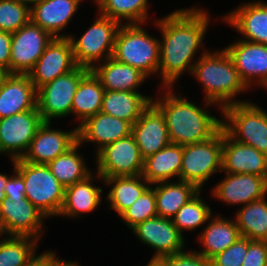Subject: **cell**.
<instances>
[{"label":"cell","mask_w":267,"mask_h":266,"mask_svg":"<svg viewBox=\"0 0 267 266\" xmlns=\"http://www.w3.org/2000/svg\"><path fill=\"white\" fill-rule=\"evenodd\" d=\"M196 6L175 9L152 23L161 34L157 74L161 76L159 87H175L184 73L191 74L194 64L207 51L206 45H203L211 26V14L206 8Z\"/></svg>","instance_id":"1"},{"label":"cell","mask_w":267,"mask_h":266,"mask_svg":"<svg viewBox=\"0 0 267 266\" xmlns=\"http://www.w3.org/2000/svg\"><path fill=\"white\" fill-rule=\"evenodd\" d=\"M174 89L159 87L157 94L160 90L163 92L152 99V103L164 115L171 143L184 146L213 137L222 128V118L216 117L208 109L216 104L204 100L201 106L182 94H175Z\"/></svg>","instance_id":"2"},{"label":"cell","mask_w":267,"mask_h":266,"mask_svg":"<svg viewBox=\"0 0 267 266\" xmlns=\"http://www.w3.org/2000/svg\"><path fill=\"white\" fill-rule=\"evenodd\" d=\"M190 75L201 83L203 99L216 104L220 111L228 105L248 101L236 97L249 89L242 82L234 61L224 48L214 51L208 49L194 64Z\"/></svg>","instance_id":"3"},{"label":"cell","mask_w":267,"mask_h":266,"mask_svg":"<svg viewBox=\"0 0 267 266\" xmlns=\"http://www.w3.org/2000/svg\"><path fill=\"white\" fill-rule=\"evenodd\" d=\"M144 25L121 24L116 33L112 57L140 70L149 78L158 74L159 39L147 33Z\"/></svg>","instance_id":"4"},{"label":"cell","mask_w":267,"mask_h":266,"mask_svg":"<svg viewBox=\"0 0 267 266\" xmlns=\"http://www.w3.org/2000/svg\"><path fill=\"white\" fill-rule=\"evenodd\" d=\"M15 171L25 183V197L44 215L58 217L63 203L65 187L52 174L47 165L14 160Z\"/></svg>","instance_id":"5"},{"label":"cell","mask_w":267,"mask_h":266,"mask_svg":"<svg viewBox=\"0 0 267 266\" xmlns=\"http://www.w3.org/2000/svg\"><path fill=\"white\" fill-rule=\"evenodd\" d=\"M250 100L222 109V128L236 142L256 148L267 155V112Z\"/></svg>","instance_id":"6"},{"label":"cell","mask_w":267,"mask_h":266,"mask_svg":"<svg viewBox=\"0 0 267 266\" xmlns=\"http://www.w3.org/2000/svg\"><path fill=\"white\" fill-rule=\"evenodd\" d=\"M97 13L98 17L79 38L73 34L68 36L76 65L90 70L112 57L116 33L121 25L118 21Z\"/></svg>","instance_id":"7"},{"label":"cell","mask_w":267,"mask_h":266,"mask_svg":"<svg viewBox=\"0 0 267 266\" xmlns=\"http://www.w3.org/2000/svg\"><path fill=\"white\" fill-rule=\"evenodd\" d=\"M222 173V128L210 139L183 146L179 180L194 184L199 190Z\"/></svg>","instance_id":"8"},{"label":"cell","mask_w":267,"mask_h":266,"mask_svg":"<svg viewBox=\"0 0 267 266\" xmlns=\"http://www.w3.org/2000/svg\"><path fill=\"white\" fill-rule=\"evenodd\" d=\"M90 69L77 66L71 72L55 78L37 89V109L43 122L63 119L71 115L73 97L80 80ZM63 117V118H62Z\"/></svg>","instance_id":"9"},{"label":"cell","mask_w":267,"mask_h":266,"mask_svg":"<svg viewBox=\"0 0 267 266\" xmlns=\"http://www.w3.org/2000/svg\"><path fill=\"white\" fill-rule=\"evenodd\" d=\"M96 172L103 178L142 175L144 159L131 135L104 146L95 153Z\"/></svg>","instance_id":"10"},{"label":"cell","mask_w":267,"mask_h":266,"mask_svg":"<svg viewBox=\"0 0 267 266\" xmlns=\"http://www.w3.org/2000/svg\"><path fill=\"white\" fill-rule=\"evenodd\" d=\"M42 124L43 120L37 107L1 118L0 155H7L11 161L21 159Z\"/></svg>","instance_id":"11"},{"label":"cell","mask_w":267,"mask_h":266,"mask_svg":"<svg viewBox=\"0 0 267 266\" xmlns=\"http://www.w3.org/2000/svg\"><path fill=\"white\" fill-rule=\"evenodd\" d=\"M53 39L31 20L12 33L10 74H28Z\"/></svg>","instance_id":"12"},{"label":"cell","mask_w":267,"mask_h":266,"mask_svg":"<svg viewBox=\"0 0 267 266\" xmlns=\"http://www.w3.org/2000/svg\"><path fill=\"white\" fill-rule=\"evenodd\" d=\"M0 219L8 236H28L40 242L48 218L25 197L5 198L0 203Z\"/></svg>","instance_id":"13"},{"label":"cell","mask_w":267,"mask_h":266,"mask_svg":"<svg viewBox=\"0 0 267 266\" xmlns=\"http://www.w3.org/2000/svg\"><path fill=\"white\" fill-rule=\"evenodd\" d=\"M224 49L249 90L253 86L256 90L267 87V45L237 39Z\"/></svg>","instance_id":"14"},{"label":"cell","mask_w":267,"mask_h":266,"mask_svg":"<svg viewBox=\"0 0 267 266\" xmlns=\"http://www.w3.org/2000/svg\"><path fill=\"white\" fill-rule=\"evenodd\" d=\"M131 230L142 245L155 250L153 258L172 256L186 249L185 236L178 231L172 219L157 216L138 223Z\"/></svg>","instance_id":"15"},{"label":"cell","mask_w":267,"mask_h":266,"mask_svg":"<svg viewBox=\"0 0 267 266\" xmlns=\"http://www.w3.org/2000/svg\"><path fill=\"white\" fill-rule=\"evenodd\" d=\"M51 125V122H43L38 128L27 152L21 158L23 161L47 165L78 142L77 127L64 131Z\"/></svg>","instance_id":"16"},{"label":"cell","mask_w":267,"mask_h":266,"mask_svg":"<svg viewBox=\"0 0 267 266\" xmlns=\"http://www.w3.org/2000/svg\"><path fill=\"white\" fill-rule=\"evenodd\" d=\"M224 175L221 181L211 188L212 197L214 196L213 198H217L216 200L224 205L242 207L267 196V179L265 177L243 173H225Z\"/></svg>","instance_id":"17"},{"label":"cell","mask_w":267,"mask_h":266,"mask_svg":"<svg viewBox=\"0 0 267 266\" xmlns=\"http://www.w3.org/2000/svg\"><path fill=\"white\" fill-rule=\"evenodd\" d=\"M77 67L68 38H54L28 73L37 90Z\"/></svg>","instance_id":"18"},{"label":"cell","mask_w":267,"mask_h":266,"mask_svg":"<svg viewBox=\"0 0 267 266\" xmlns=\"http://www.w3.org/2000/svg\"><path fill=\"white\" fill-rule=\"evenodd\" d=\"M244 2L221 16L222 22L236 30L239 39L267 45V1Z\"/></svg>","instance_id":"19"},{"label":"cell","mask_w":267,"mask_h":266,"mask_svg":"<svg viewBox=\"0 0 267 266\" xmlns=\"http://www.w3.org/2000/svg\"><path fill=\"white\" fill-rule=\"evenodd\" d=\"M222 172L252 174L267 179V155L252 146L236 142L222 128Z\"/></svg>","instance_id":"20"},{"label":"cell","mask_w":267,"mask_h":266,"mask_svg":"<svg viewBox=\"0 0 267 266\" xmlns=\"http://www.w3.org/2000/svg\"><path fill=\"white\" fill-rule=\"evenodd\" d=\"M132 136L143 159L160 151L171 143L162 112L151 103L132 125Z\"/></svg>","instance_id":"21"},{"label":"cell","mask_w":267,"mask_h":266,"mask_svg":"<svg viewBox=\"0 0 267 266\" xmlns=\"http://www.w3.org/2000/svg\"><path fill=\"white\" fill-rule=\"evenodd\" d=\"M132 124L114 116L98 112L77 127L78 142L81 145L90 142L97 153L104 146L131 135Z\"/></svg>","instance_id":"22"},{"label":"cell","mask_w":267,"mask_h":266,"mask_svg":"<svg viewBox=\"0 0 267 266\" xmlns=\"http://www.w3.org/2000/svg\"><path fill=\"white\" fill-rule=\"evenodd\" d=\"M83 1L41 0L30 7V19L54 38H68L69 33L65 32V28L70 24Z\"/></svg>","instance_id":"23"},{"label":"cell","mask_w":267,"mask_h":266,"mask_svg":"<svg viewBox=\"0 0 267 266\" xmlns=\"http://www.w3.org/2000/svg\"><path fill=\"white\" fill-rule=\"evenodd\" d=\"M104 178L97 172H93L86 179L76 182L65 188L64 203L58 217L80 218L84 214L93 213L102 204L103 188L96 186L94 181Z\"/></svg>","instance_id":"24"},{"label":"cell","mask_w":267,"mask_h":266,"mask_svg":"<svg viewBox=\"0 0 267 266\" xmlns=\"http://www.w3.org/2000/svg\"><path fill=\"white\" fill-rule=\"evenodd\" d=\"M37 90L28 74H8L0 88V119L37 107Z\"/></svg>","instance_id":"25"},{"label":"cell","mask_w":267,"mask_h":266,"mask_svg":"<svg viewBox=\"0 0 267 266\" xmlns=\"http://www.w3.org/2000/svg\"><path fill=\"white\" fill-rule=\"evenodd\" d=\"M240 236L234 218L229 219L221 214H214L196 238V242L198 241V244L202 245V249L196 251L210 260L234 244Z\"/></svg>","instance_id":"26"},{"label":"cell","mask_w":267,"mask_h":266,"mask_svg":"<svg viewBox=\"0 0 267 266\" xmlns=\"http://www.w3.org/2000/svg\"><path fill=\"white\" fill-rule=\"evenodd\" d=\"M91 71L100 80L104 90L139 91V87L148 80L140 70L116 61L113 57L96 64Z\"/></svg>","instance_id":"27"},{"label":"cell","mask_w":267,"mask_h":266,"mask_svg":"<svg viewBox=\"0 0 267 266\" xmlns=\"http://www.w3.org/2000/svg\"><path fill=\"white\" fill-rule=\"evenodd\" d=\"M152 96L141 91L105 90L101 112L130 122L132 125L152 103Z\"/></svg>","instance_id":"28"},{"label":"cell","mask_w":267,"mask_h":266,"mask_svg":"<svg viewBox=\"0 0 267 266\" xmlns=\"http://www.w3.org/2000/svg\"><path fill=\"white\" fill-rule=\"evenodd\" d=\"M183 146L170 143L160 151L144 159L142 177L151 185L163 181L179 180Z\"/></svg>","instance_id":"29"},{"label":"cell","mask_w":267,"mask_h":266,"mask_svg":"<svg viewBox=\"0 0 267 266\" xmlns=\"http://www.w3.org/2000/svg\"><path fill=\"white\" fill-rule=\"evenodd\" d=\"M150 186L155 192L157 215L167 219H172L200 191L194 184L182 180L163 181Z\"/></svg>","instance_id":"30"},{"label":"cell","mask_w":267,"mask_h":266,"mask_svg":"<svg viewBox=\"0 0 267 266\" xmlns=\"http://www.w3.org/2000/svg\"><path fill=\"white\" fill-rule=\"evenodd\" d=\"M104 184L110 188L105 198L109 202L107 207L118 217L150 186L142 175L104 178Z\"/></svg>","instance_id":"31"},{"label":"cell","mask_w":267,"mask_h":266,"mask_svg":"<svg viewBox=\"0 0 267 266\" xmlns=\"http://www.w3.org/2000/svg\"><path fill=\"white\" fill-rule=\"evenodd\" d=\"M104 87L100 80L90 70L81 80L78 89L73 97L71 116L75 117L78 127L86 119L101 112ZM77 118V119H76Z\"/></svg>","instance_id":"32"},{"label":"cell","mask_w":267,"mask_h":266,"mask_svg":"<svg viewBox=\"0 0 267 266\" xmlns=\"http://www.w3.org/2000/svg\"><path fill=\"white\" fill-rule=\"evenodd\" d=\"M267 196L250 202L233 216L242 237L250 240L267 241Z\"/></svg>","instance_id":"33"},{"label":"cell","mask_w":267,"mask_h":266,"mask_svg":"<svg viewBox=\"0 0 267 266\" xmlns=\"http://www.w3.org/2000/svg\"><path fill=\"white\" fill-rule=\"evenodd\" d=\"M81 147L84 146L77 142L66 153L47 164L52 174L65 188L86 179L93 173L91 168H87L85 157L80 153Z\"/></svg>","instance_id":"34"},{"label":"cell","mask_w":267,"mask_h":266,"mask_svg":"<svg viewBox=\"0 0 267 266\" xmlns=\"http://www.w3.org/2000/svg\"><path fill=\"white\" fill-rule=\"evenodd\" d=\"M97 12L120 24H146L149 18V0H92ZM125 20V21H124Z\"/></svg>","instance_id":"35"},{"label":"cell","mask_w":267,"mask_h":266,"mask_svg":"<svg viewBox=\"0 0 267 266\" xmlns=\"http://www.w3.org/2000/svg\"><path fill=\"white\" fill-rule=\"evenodd\" d=\"M200 190L191 200L184 204L172 218L173 224L184 236V232L203 228L209 218L213 215L211 206L207 204Z\"/></svg>","instance_id":"36"},{"label":"cell","mask_w":267,"mask_h":266,"mask_svg":"<svg viewBox=\"0 0 267 266\" xmlns=\"http://www.w3.org/2000/svg\"><path fill=\"white\" fill-rule=\"evenodd\" d=\"M38 240L28 236H6L0 241V266H23L38 251Z\"/></svg>","instance_id":"37"},{"label":"cell","mask_w":267,"mask_h":266,"mask_svg":"<svg viewBox=\"0 0 267 266\" xmlns=\"http://www.w3.org/2000/svg\"><path fill=\"white\" fill-rule=\"evenodd\" d=\"M157 206L154 189L149 186L140 197L119 217L131 230L138 223L157 217Z\"/></svg>","instance_id":"38"},{"label":"cell","mask_w":267,"mask_h":266,"mask_svg":"<svg viewBox=\"0 0 267 266\" xmlns=\"http://www.w3.org/2000/svg\"><path fill=\"white\" fill-rule=\"evenodd\" d=\"M30 6L19 0H0V31L14 33L30 21Z\"/></svg>","instance_id":"39"},{"label":"cell","mask_w":267,"mask_h":266,"mask_svg":"<svg viewBox=\"0 0 267 266\" xmlns=\"http://www.w3.org/2000/svg\"><path fill=\"white\" fill-rule=\"evenodd\" d=\"M248 246L249 239L240 236L234 244L212 257L210 266H242Z\"/></svg>","instance_id":"40"},{"label":"cell","mask_w":267,"mask_h":266,"mask_svg":"<svg viewBox=\"0 0 267 266\" xmlns=\"http://www.w3.org/2000/svg\"><path fill=\"white\" fill-rule=\"evenodd\" d=\"M242 266H267V241L250 240Z\"/></svg>","instance_id":"41"},{"label":"cell","mask_w":267,"mask_h":266,"mask_svg":"<svg viewBox=\"0 0 267 266\" xmlns=\"http://www.w3.org/2000/svg\"><path fill=\"white\" fill-rule=\"evenodd\" d=\"M171 266H210V260L196 250H184L172 256L165 257Z\"/></svg>","instance_id":"42"},{"label":"cell","mask_w":267,"mask_h":266,"mask_svg":"<svg viewBox=\"0 0 267 266\" xmlns=\"http://www.w3.org/2000/svg\"><path fill=\"white\" fill-rule=\"evenodd\" d=\"M13 165V175L7 178V183L5 186V195L6 198L13 201V199L25 198V183L23 178L15 171L14 161Z\"/></svg>","instance_id":"43"},{"label":"cell","mask_w":267,"mask_h":266,"mask_svg":"<svg viewBox=\"0 0 267 266\" xmlns=\"http://www.w3.org/2000/svg\"><path fill=\"white\" fill-rule=\"evenodd\" d=\"M12 33L0 31V68L10 74Z\"/></svg>","instance_id":"44"},{"label":"cell","mask_w":267,"mask_h":266,"mask_svg":"<svg viewBox=\"0 0 267 266\" xmlns=\"http://www.w3.org/2000/svg\"><path fill=\"white\" fill-rule=\"evenodd\" d=\"M53 250H45L41 254L35 252L32 257L23 266H51V252Z\"/></svg>","instance_id":"45"},{"label":"cell","mask_w":267,"mask_h":266,"mask_svg":"<svg viewBox=\"0 0 267 266\" xmlns=\"http://www.w3.org/2000/svg\"><path fill=\"white\" fill-rule=\"evenodd\" d=\"M56 251L51 252V266H81L76 261H65L64 259L57 256ZM62 259V260H61Z\"/></svg>","instance_id":"46"},{"label":"cell","mask_w":267,"mask_h":266,"mask_svg":"<svg viewBox=\"0 0 267 266\" xmlns=\"http://www.w3.org/2000/svg\"><path fill=\"white\" fill-rule=\"evenodd\" d=\"M10 175L8 174H2V172L0 173V203L6 198V195H5V186H6V183H7V178L9 177Z\"/></svg>","instance_id":"47"},{"label":"cell","mask_w":267,"mask_h":266,"mask_svg":"<svg viewBox=\"0 0 267 266\" xmlns=\"http://www.w3.org/2000/svg\"><path fill=\"white\" fill-rule=\"evenodd\" d=\"M146 266H171L170 262L165 258H153L151 257L150 261Z\"/></svg>","instance_id":"48"},{"label":"cell","mask_w":267,"mask_h":266,"mask_svg":"<svg viewBox=\"0 0 267 266\" xmlns=\"http://www.w3.org/2000/svg\"><path fill=\"white\" fill-rule=\"evenodd\" d=\"M8 74L9 73L6 70H4L3 68H0V88L2 86L3 81L8 76Z\"/></svg>","instance_id":"49"},{"label":"cell","mask_w":267,"mask_h":266,"mask_svg":"<svg viewBox=\"0 0 267 266\" xmlns=\"http://www.w3.org/2000/svg\"><path fill=\"white\" fill-rule=\"evenodd\" d=\"M1 236H4V237L2 238ZM6 236H7V234L3 228V224H2L1 219H0V238H1L0 241L3 240Z\"/></svg>","instance_id":"50"},{"label":"cell","mask_w":267,"mask_h":266,"mask_svg":"<svg viewBox=\"0 0 267 266\" xmlns=\"http://www.w3.org/2000/svg\"><path fill=\"white\" fill-rule=\"evenodd\" d=\"M19 1L26 3L31 7L34 3L40 2L41 0H19Z\"/></svg>","instance_id":"51"}]
</instances>
